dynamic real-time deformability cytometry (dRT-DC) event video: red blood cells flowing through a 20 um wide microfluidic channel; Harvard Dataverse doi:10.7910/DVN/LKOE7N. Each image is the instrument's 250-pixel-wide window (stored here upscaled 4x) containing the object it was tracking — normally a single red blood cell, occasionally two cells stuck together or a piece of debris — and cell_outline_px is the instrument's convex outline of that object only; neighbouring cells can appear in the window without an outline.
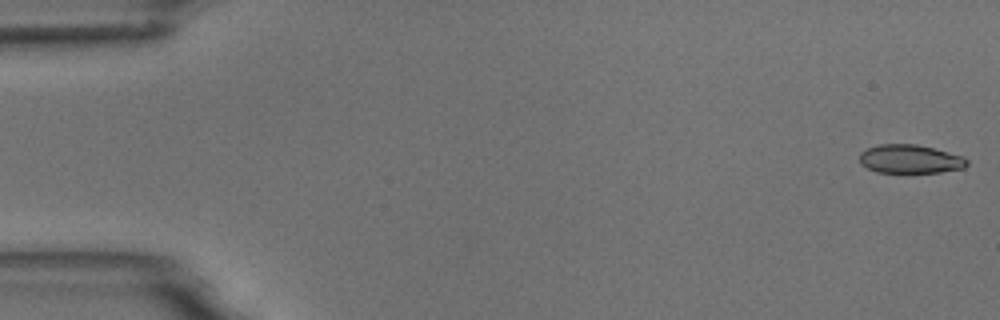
{"species": "common noctule bat (a hibernating species)", "species_latin": "Nyctalus noctula", "temperature_condition": "room temperature", "stored_images_in_passage": 6, "camera_frame_rate_fps": 3000, "um_per_image_px": 0.085, "animal": {"sex": "male", "body_mass_g": 18.8}, "frame": {"image": 1, "passage_image": 1, "time_ms": 0.0, "image_size_px": [1000, 320], "cell_outline_px": [[968, 164], [964, 168], [940, 172], [876, 172], [860, 164], [860, 152], [868, 148], [880, 144], [916, 144], [964, 156], [968, 160]], "centroid_in_image_um": [77.37, 13.52], "position_along_channel_um": 7.6, "area_um2": 17.86}}